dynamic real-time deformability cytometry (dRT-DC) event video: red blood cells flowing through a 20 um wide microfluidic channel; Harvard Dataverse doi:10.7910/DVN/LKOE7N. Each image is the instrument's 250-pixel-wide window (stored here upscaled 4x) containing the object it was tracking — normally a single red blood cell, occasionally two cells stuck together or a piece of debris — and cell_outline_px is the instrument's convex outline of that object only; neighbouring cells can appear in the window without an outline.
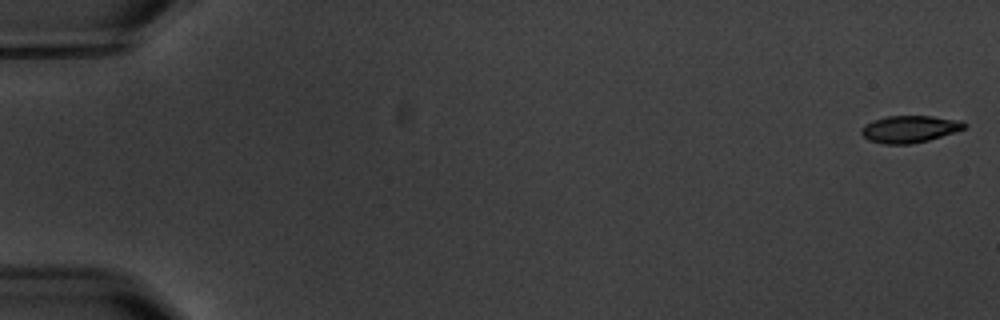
{"species": "common noctule bat (a hibernating species)", "species_latin": "Nyctalus noctula", "temperature_condition": "warm", "stored_images_in_passage": 5, "camera_frame_rate_fps": 3000, "um_per_image_px": 0.085, "animal": {"sex": "male", "body_mass_g": 20.1, "forearm_length_mm": 53.5}, "frame": {"image": 1, "passage_image": 1, "time_ms": 0.0, "image_size_px": [1000, 320], "cell_outline_px": [[968, 128], [928, 140], [912, 144], [884, 144], [868, 140], [860, 132], [860, 128], [864, 124], [884, 116], [932, 116], [964, 120], [968, 124]], "centroid_in_image_um": [77.35, 10.96], "position_along_channel_um": 7.7, "area_um2": 16.53}}
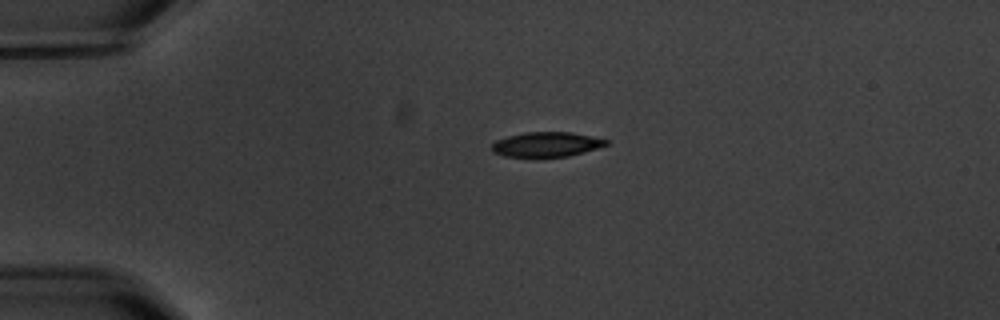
{"frame": {"image": 2, "passage_image": 4, "time_ms": 4.333, "image_size_px": [1000, 320], "cell_outline_px": [[608, 144], [596, 148], [568, 156], [536, 160], [504, 156], [492, 152], [492, 144], [496, 140], [508, 136], [524, 132], [572, 132], [592, 136], [608, 140]], "centroid_in_image_um": [46.38, 12.32], "position_along_channel_um": 38.6, "area_um2": 17.17}}